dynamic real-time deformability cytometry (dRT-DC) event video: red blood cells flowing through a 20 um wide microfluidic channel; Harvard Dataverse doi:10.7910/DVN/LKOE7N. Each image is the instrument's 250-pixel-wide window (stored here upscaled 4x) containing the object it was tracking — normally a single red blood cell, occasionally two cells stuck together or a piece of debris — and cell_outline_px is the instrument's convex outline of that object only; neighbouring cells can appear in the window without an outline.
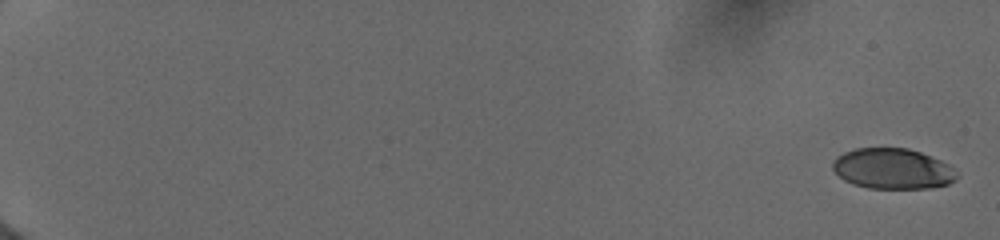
{"species": "human", "species_latin": "Homo sapiens", "temperature_condition": "cold", "stored_images_in_passage": 26, "camera_frame_rate_fps": 3000, "um_per_image_px": 0.085, "donor": {"sex": "female"}, "frame": {"image": 1, "passage_image": 1, "time_ms": 0.0, "image_size_px": [1000, 240], "cell_outline_px": [[960, 176], [956, 180], [948, 184], [928, 188], [868, 188], [852, 184], [844, 180], [832, 168], [832, 160], [836, 156], [844, 152], [856, 148], [908, 148], [920, 152], [940, 160], [956, 168]], "centroid_in_image_um": [75.89, 14.34], "position_along_channel_um": 9.1, "area_um2": 29.59}}
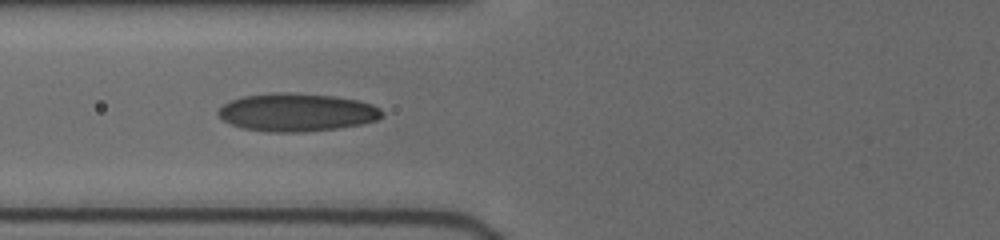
{"frame": {"image": 2, "passage_image": 19, "time_ms": 8.0, "image_size_px": [1000, 240], "cell_outline_px": [[384, 116], [376, 120], [360, 124], [336, 128], [304, 132], [268, 132], [240, 128], [224, 120], [216, 112], [228, 100], [244, 96], [276, 92], [288, 92], [336, 96], [356, 100], [372, 104], [380, 108], [384, 112]], "centroid_in_image_um": [25.22, 9.54], "position_along_channel_um": 100.6, "area_um2": 36.41}}
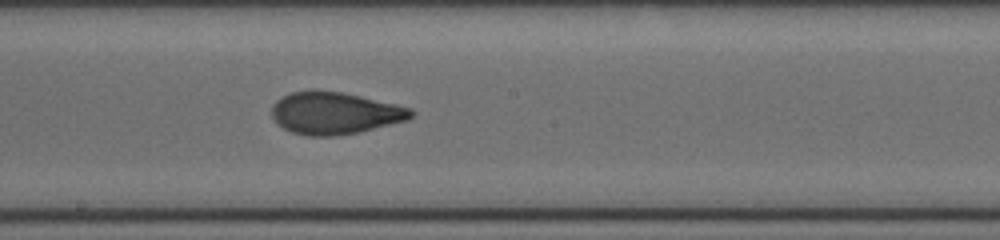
{"frame": {"image": 3, "passage_image": 26, "time_ms": 11.0, "image_size_px": [1000, 240], "cell_outline_px": [[416, 112], [408, 120], [360, 132], [332, 136], [308, 136], [292, 132], [276, 124], [272, 116], [272, 104], [276, 100], [292, 92], [308, 88], [316, 88], [344, 92], [396, 104], [412, 108]], "centroid_in_image_um": [28.45, 9.59], "position_along_channel_um": 219.8, "area_um2": 34.85}}